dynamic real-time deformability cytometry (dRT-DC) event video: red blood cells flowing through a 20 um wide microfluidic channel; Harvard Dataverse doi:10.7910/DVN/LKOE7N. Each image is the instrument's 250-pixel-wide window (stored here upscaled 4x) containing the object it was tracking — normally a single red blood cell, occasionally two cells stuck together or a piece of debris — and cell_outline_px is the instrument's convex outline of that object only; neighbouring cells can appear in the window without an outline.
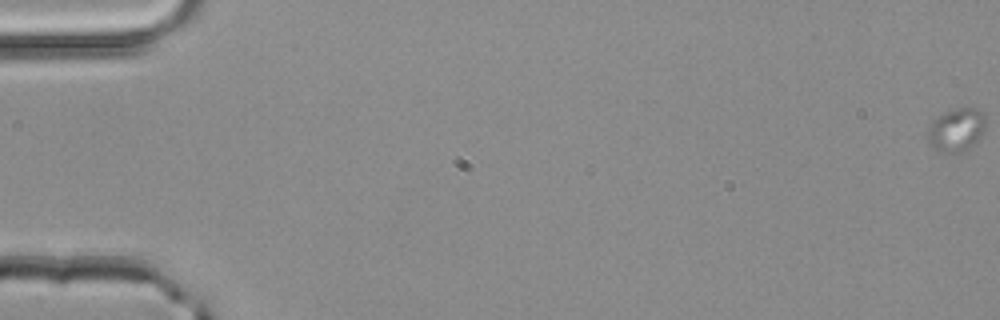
{"species": "common noctule bat (a hibernating species)", "species_latin": "Nyctalus noctula", "temperature_condition": "room temperature", "stored_images_in_passage": 4, "camera_frame_rate_fps": 3000, "um_per_image_px": 0.085, "animal": {"sex": "male", "body_mass_g": 20.4}, "frame": {"image": 1, "passage_image": 1, "time_ms": 0.0, "image_size_px": [1000, 320], "cell_outline_px": [[984, 132], [976, 144], [960, 152], [948, 152], [936, 148], [928, 140], [928, 128], [932, 120], [936, 116], [956, 108], [976, 108], [984, 116]], "centroid_in_image_um": [81.31, 11.02], "position_along_channel_um": 3.7, "area_um2": 14.33}}